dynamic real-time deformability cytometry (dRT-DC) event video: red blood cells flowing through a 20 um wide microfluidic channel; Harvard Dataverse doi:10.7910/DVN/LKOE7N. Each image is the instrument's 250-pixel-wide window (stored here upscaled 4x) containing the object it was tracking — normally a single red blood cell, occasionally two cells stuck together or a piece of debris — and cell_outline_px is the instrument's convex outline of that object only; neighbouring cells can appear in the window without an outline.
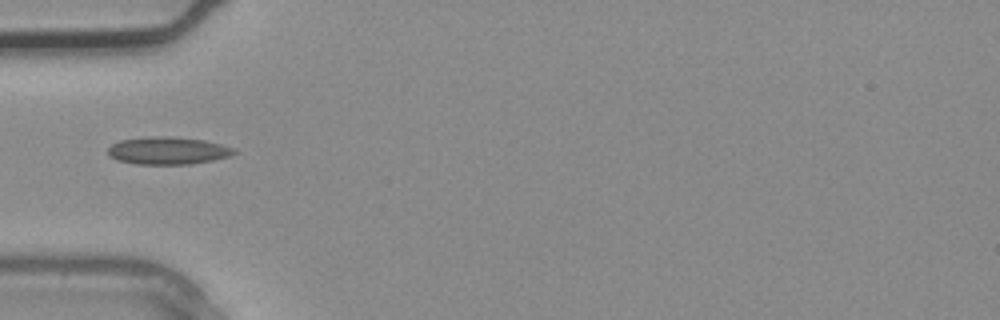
{"species": "common noctule bat (a hibernating species)", "species_latin": "Nyctalus noctula", "temperature_condition": "warm", "stored_images_in_passage": 3, "camera_frame_rate_fps": 3000, "um_per_image_px": 0.085, "animal": {"sex": "male", "body_mass_g": 20.4}, "frame": {"image": 1, "passage_image": 3, "time_ms": 0.667, "image_size_px": [1000, 320], "cell_outline_px": [[236, 152], [228, 156], [212, 160], [188, 164], [136, 164], [116, 160], [108, 156], [108, 148], [112, 144], [120, 140], [148, 136], [168, 136], [204, 140], [236, 148]], "centroid_in_image_um": [14.23, 12.8], "position_along_channel_um": 70.8, "area_um2": 20.23}}